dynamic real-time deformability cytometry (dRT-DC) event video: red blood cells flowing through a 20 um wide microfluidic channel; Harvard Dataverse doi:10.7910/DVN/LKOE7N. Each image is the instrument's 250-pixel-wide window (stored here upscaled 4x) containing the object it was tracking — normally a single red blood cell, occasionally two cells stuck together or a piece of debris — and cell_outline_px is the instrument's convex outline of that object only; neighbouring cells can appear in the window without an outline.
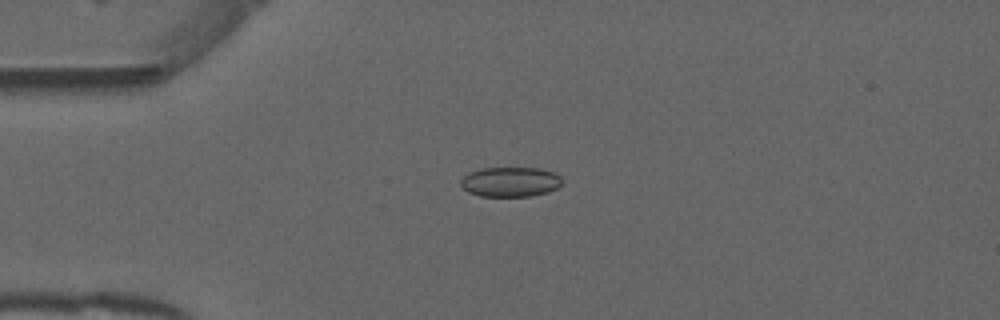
{"species": "common noctule bat (a hibernating species)", "species_latin": "Nyctalus noctula", "temperature_condition": "warm", "stored_images_in_passage": 20, "camera_frame_rate_fps": 3000, "um_per_image_px": 0.085, "animal": {"sex": "male", "forearm_length_mm": 52.5}, "frame": {"image": 1, "passage_image": 1, "time_ms": 0.0, "image_size_px": [1000, 320], "cell_outline_px": [[560, 184], [556, 188], [548, 192], [528, 196], [480, 196], [468, 192], [460, 184], [460, 180], [468, 172], [480, 168], [540, 168], [556, 172], [560, 176]], "centroid_in_image_um": [43.35, 15.44], "position_along_channel_um": 41.6, "area_um2": 17.63}}
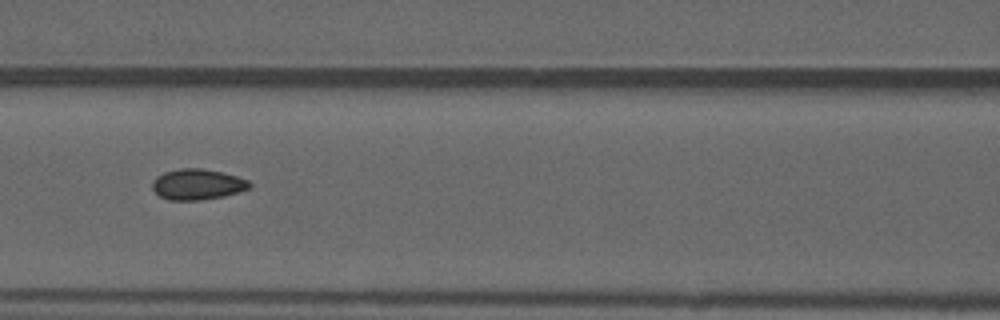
{"frame": {"image": 2, "passage_image": 11, "time_ms": 3.333, "image_size_px": [1000, 320], "cell_outline_px": [[252, 188], [240, 192], [224, 196], [200, 200], [168, 200], [160, 196], [152, 188], [152, 180], [156, 176], [164, 172], [180, 168], [200, 168], [224, 172], [248, 180], [252, 184]], "centroid_in_image_um": [16.8, 15.67], "position_along_channel_um": 149.8, "area_um2": 17.63}}